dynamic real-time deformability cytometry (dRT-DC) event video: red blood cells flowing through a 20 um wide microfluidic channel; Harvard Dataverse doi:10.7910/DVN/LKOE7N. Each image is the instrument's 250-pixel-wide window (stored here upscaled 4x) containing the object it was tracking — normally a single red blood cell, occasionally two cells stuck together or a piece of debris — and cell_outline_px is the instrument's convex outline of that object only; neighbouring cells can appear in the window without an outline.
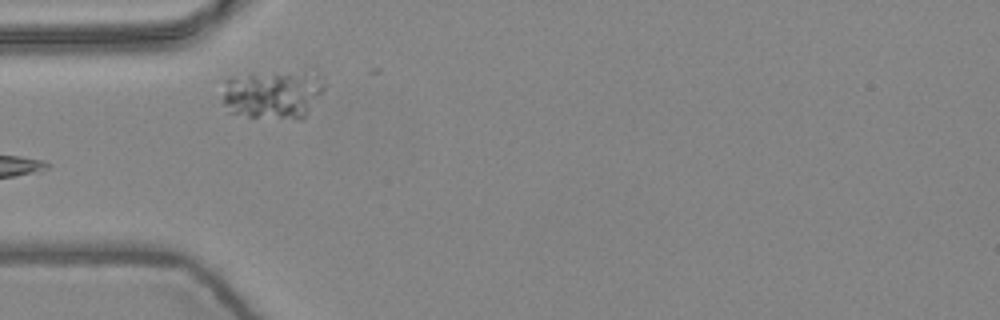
{"species": "common noctule bat (a hibernating species)", "species_latin": "Nyctalus noctula", "temperature_condition": "warm", "stored_images_in_passage": 5, "camera_frame_rate_fps": 3000, "um_per_image_px": 0.085, "animal": {"sex": "female", "body_mass_g": 24.6, "forearm_length_mm": 56.2}, "frame": {"image": 1, "passage_image": 4, "time_ms": 1.0, "image_size_px": [1000, 320], "cell_outline_px": [[324, 92], [304, 120], [296, 120], [248, 116], [228, 112], [220, 100], [228, 76], [248, 72], [316, 68], [324, 76]], "centroid_in_image_um": [23.28, 7.94], "position_along_channel_um": 61.7, "area_um2": 31.44}}